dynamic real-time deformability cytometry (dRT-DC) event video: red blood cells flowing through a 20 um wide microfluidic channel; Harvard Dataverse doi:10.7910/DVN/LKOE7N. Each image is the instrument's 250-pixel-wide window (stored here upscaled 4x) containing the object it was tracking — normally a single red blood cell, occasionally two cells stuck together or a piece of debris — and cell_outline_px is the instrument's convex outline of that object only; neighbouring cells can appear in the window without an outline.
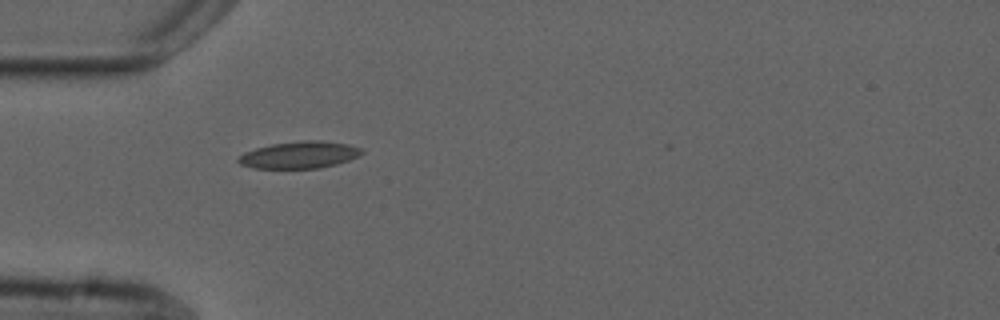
{"species": "common noctule bat (a hibernating species)", "species_latin": "Nyctalus noctula", "temperature_condition": "cold", "stored_images_in_passage": 25, "camera_frame_rate_fps": 3000, "um_per_image_px": 0.085, "animal": {"sex": "male", "forearm_length_mm": 52.5}, "frame": {"image": 1, "passage_image": 1, "time_ms": 0.0, "image_size_px": [1000, 320], "cell_outline_px": [[364, 152], [348, 160], [336, 164], [320, 168], [252, 168], [240, 164], [236, 160], [244, 152], [256, 148], [272, 144], [304, 140], [320, 140], [348, 144], [360, 148]], "centroid_in_image_um": [25.43, 13.16], "position_along_channel_um": 59.6, "area_um2": 19.25}}
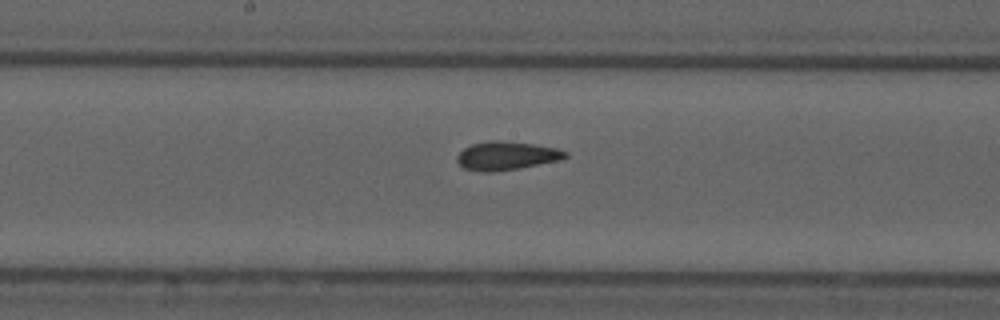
{"frame": {"image": 2, "passage_image": 13, "time_ms": 4.0, "image_size_px": [1000, 320], "cell_outline_px": [[568, 156], [560, 160], [520, 168], [496, 172], [484, 172], [464, 168], [456, 160], [456, 156], [464, 148], [472, 144], [492, 140], [500, 140], [532, 144], [556, 148], [568, 152]], "centroid_in_image_um": [43.05, 13.24], "position_along_channel_um": 205.2, "area_um2": 17.98}}
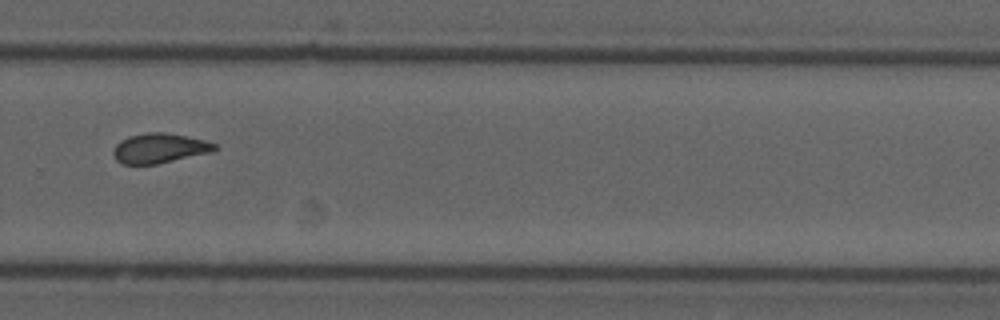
{"frame": {"image": 3, "passage_image": 22, "time_ms": 7.0, "image_size_px": [1000, 320], "cell_outline_px": [[220, 148], [212, 152], [156, 164], [120, 164], [116, 160], [112, 152], [116, 144], [120, 140], [128, 136], [148, 132], [164, 132], [204, 140], [216, 144]], "centroid_in_image_um": [13.54, 12.6], "position_along_channel_um": 316.3, "area_um2": 17.63}}